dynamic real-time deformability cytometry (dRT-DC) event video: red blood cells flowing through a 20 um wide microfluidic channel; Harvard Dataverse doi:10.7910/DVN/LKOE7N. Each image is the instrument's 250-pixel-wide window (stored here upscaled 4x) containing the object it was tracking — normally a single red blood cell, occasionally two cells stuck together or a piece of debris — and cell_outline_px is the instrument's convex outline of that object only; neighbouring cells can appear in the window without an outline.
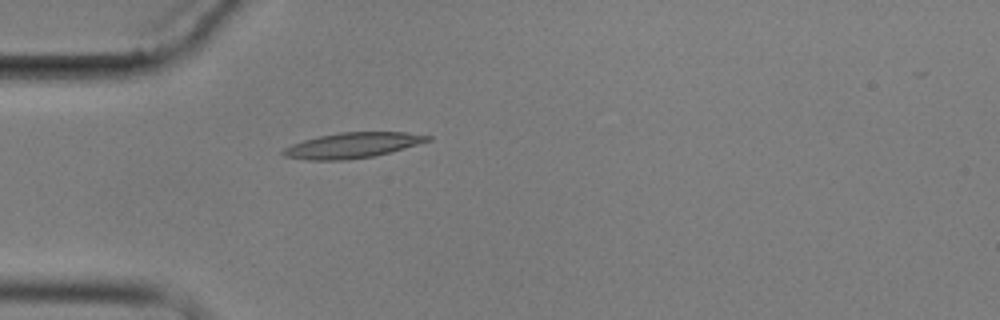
{"species": "common noctule bat (a hibernating species)", "species_latin": "Nyctalus noctula", "temperature_condition": "cold", "stored_images_in_passage": 4, "camera_frame_rate_fps": 3000, "um_per_image_px": 0.085, "animal": {"sex": "male", "body_mass_g": 17.9}, "frame": {"image": 1, "passage_image": 4, "time_ms": 5.0, "image_size_px": [1000, 320], "cell_outline_px": [[432, 140], [392, 152], [372, 156], [348, 160], [308, 160], [284, 156], [280, 152], [284, 148], [292, 144], [304, 140], [320, 136], [340, 132], [404, 132], [432, 136]], "centroid_in_image_um": [29.97, 12.35], "position_along_channel_um": 55.0, "area_um2": 21.39}}